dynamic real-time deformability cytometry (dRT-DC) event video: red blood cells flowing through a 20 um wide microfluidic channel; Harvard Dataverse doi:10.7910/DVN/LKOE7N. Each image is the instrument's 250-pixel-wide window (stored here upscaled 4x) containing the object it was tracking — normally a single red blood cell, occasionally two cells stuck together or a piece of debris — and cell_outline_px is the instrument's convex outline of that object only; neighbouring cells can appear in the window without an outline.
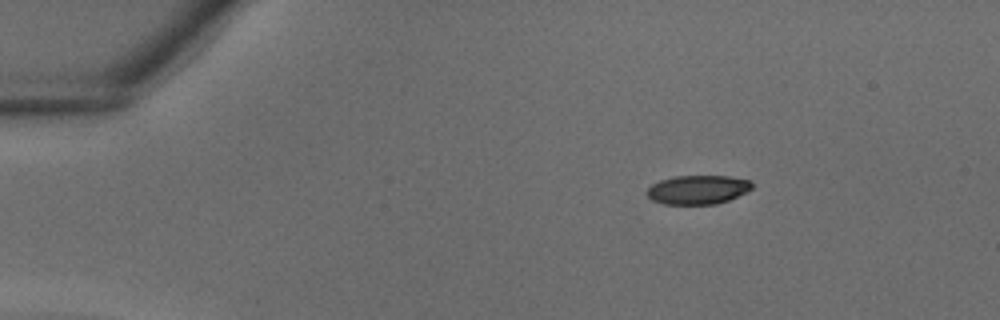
{"species": "common noctule bat (a hibernating species)", "species_latin": "Nyctalus noctula", "temperature_condition": "warm", "stored_images_in_passage": 33, "camera_frame_rate_fps": 3000, "um_per_image_px": 0.085, "animal": {"sex": "male", "body_mass_g": 18.8}, "frame": {"image": 1, "passage_image": 1, "time_ms": 0.0, "image_size_px": [1000, 320], "cell_outline_px": [[752, 188], [748, 192], [728, 200], [716, 204], [664, 204], [652, 200], [644, 192], [652, 184], [660, 180], [676, 176], [728, 176], [748, 180], [752, 184]], "centroid_in_image_um": [59.29, 16.13], "position_along_channel_um": 25.7, "area_um2": 17.74}}
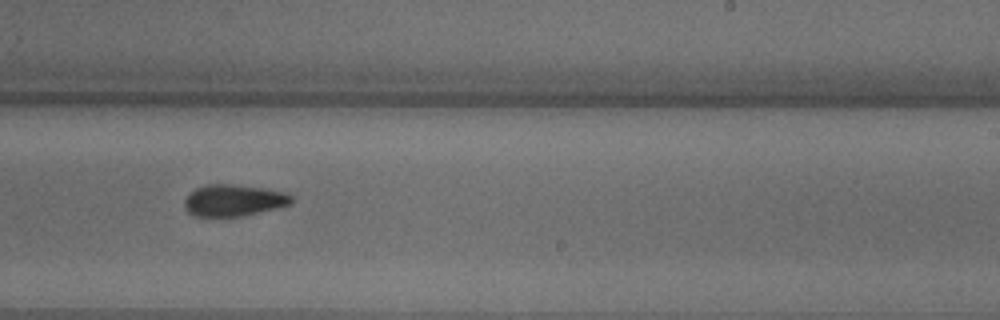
{"frame": {"image": 2, "passage_image": 19, "time_ms": 6.0, "image_size_px": [1000, 320], "cell_outline_px": [[292, 204], [276, 208], [240, 216], [196, 216], [188, 212], [184, 208], [184, 200], [196, 188], [208, 184], [232, 184], [260, 188], [280, 192], [292, 196]], "centroid_in_image_um": [19.82, 17.03], "position_along_channel_um": 269.2, "area_um2": 19.31}}
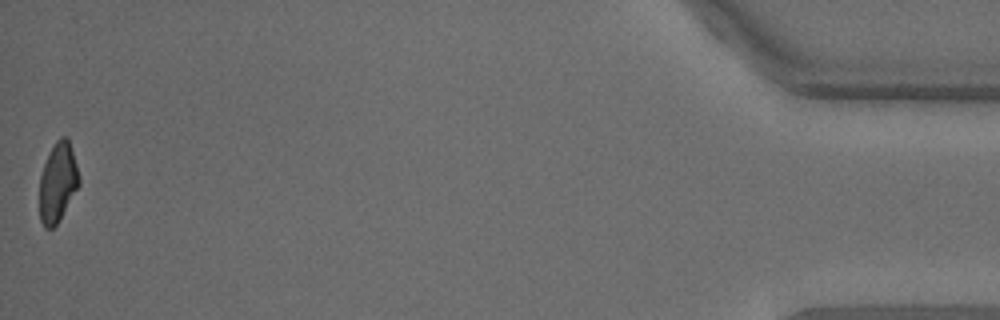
{"frame": {"image": 3, "passage_image": 33, "time_ms": 10.667, "image_size_px": [1000, 320], "cell_outline_px": [[80, 184], [56, 224], [52, 228], [44, 228], [40, 220], [40, 176], [48, 152], [56, 140], [60, 136], [68, 136], [80, 176]], "centroid_in_image_um": [4.91, 15.45], "position_along_channel_um": 430.3, "area_um2": 18.26}}